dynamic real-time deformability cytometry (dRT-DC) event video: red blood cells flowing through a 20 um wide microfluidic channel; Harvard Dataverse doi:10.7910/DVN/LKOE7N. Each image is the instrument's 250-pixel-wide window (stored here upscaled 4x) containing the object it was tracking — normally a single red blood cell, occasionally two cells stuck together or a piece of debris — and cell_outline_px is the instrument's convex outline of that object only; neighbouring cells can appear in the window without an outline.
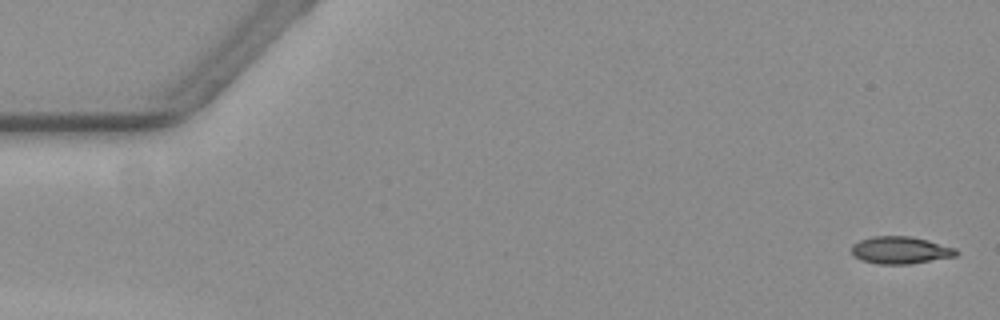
{"species": "common noctule bat (a hibernating species)", "species_latin": "Nyctalus noctula", "temperature_condition": "warm", "stored_images_in_passage": 58, "camera_frame_rate_fps": 3000, "um_per_image_px": 0.085, "animal": {"sex": "female", "body_mass_g": 19.3, "forearm_length_mm": 54.1}, "frame": {"image": 1, "passage_image": 2, "time_ms": 0.333, "image_size_px": [1000, 320], "cell_outline_px": [[960, 252], [956, 256], [908, 264], [880, 264], [864, 260], [856, 256], [852, 252], [852, 244], [860, 240], [872, 236], [908, 236], [928, 240], [956, 248]], "centroid_in_image_um": [76.57, 21.25], "position_along_channel_um": 8.4, "area_um2": 16.47}}
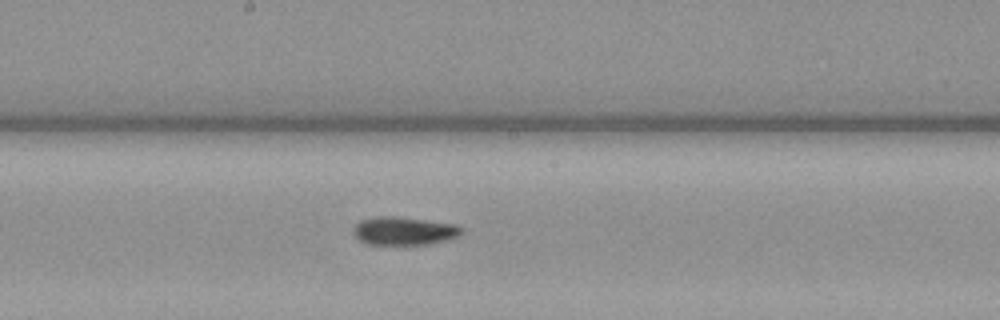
{"frame": {"image": 2, "passage_image": 31, "time_ms": 10.0, "image_size_px": [1000, 320], "cell_outline_px": [[464, 232], [460, 236], [448, 240], [428, 244], [368, 244], [352, 236], [352, 228], [360, 220], [376, 216], [392, 216], [424, 220], [452, 224], [464, 228]], "centroid_in_image_um": [34.32, 19.63], "position_along_channel_um": 213.9, "area_um2": 17.86}}
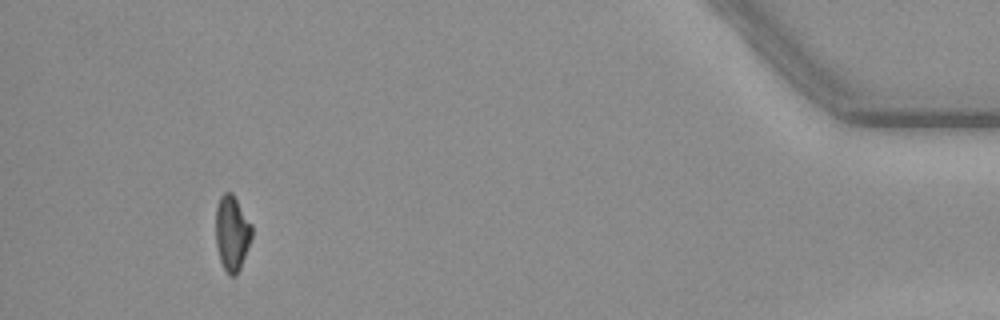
{"frame": {"image": 3, "passage_image": 54, "time_ms": 17.667, "image_size_px": [1000, 320], "cell_outline_px": [[252, 236], [240, 268], [236, 276], [228, 276], [220, 260], [216, 244], [216, 208], [220, 196], [224, 192], [232, 192], [252, 224]], "centroid_in_image_um": [19.72, 19.81], "position_along_channel_um": 415.5, "area_um2": 15.84}, "authors_computed_cell_mechanics": {"area_um2": 16.9065, "velocity_mm_per_s": 3.5778, "shape_relaxation_time_tau1_ms": null, "shape_relaxation_time_tau2_ms": 9.8841, "deformation_change_tau1": null, "deformation_change_tau2": 0.1731}}